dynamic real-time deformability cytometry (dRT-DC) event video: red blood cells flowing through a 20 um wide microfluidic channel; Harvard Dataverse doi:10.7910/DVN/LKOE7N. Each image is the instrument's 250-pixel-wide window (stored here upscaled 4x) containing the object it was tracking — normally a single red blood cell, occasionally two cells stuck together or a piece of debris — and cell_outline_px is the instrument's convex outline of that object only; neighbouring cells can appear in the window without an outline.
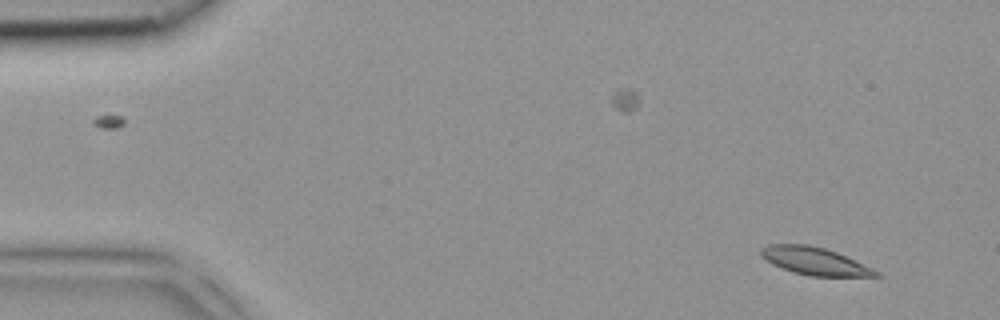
{"species": "common noctule bat (a hibernating species)", "species_latin": "Nyctalus noctula", "temperature_condition": "room temperature", "stored_images_in_passage": 3, "camera_frame_rate_fps": 3000, "um_per_image_px": 0.085, "animal": {"sex": "female", "body_mass_g": 18.4}, "frame": {"image": 1, "passage_image": 1, "time_ms": 0.0, "image_size_px": [1000, 320], "cell_outline_px": [[880, 276], [808, 276], [792, 272], [772, 264], [760, 256], [760, 248], [768, 244], [808, 244], [824, 248], [836, 252], [872, 268], [880, 272]], "centroid_in_image_um": [69.19, 22.19], "position_along_channel_um": 15.8, "area_um2": 18.44}}
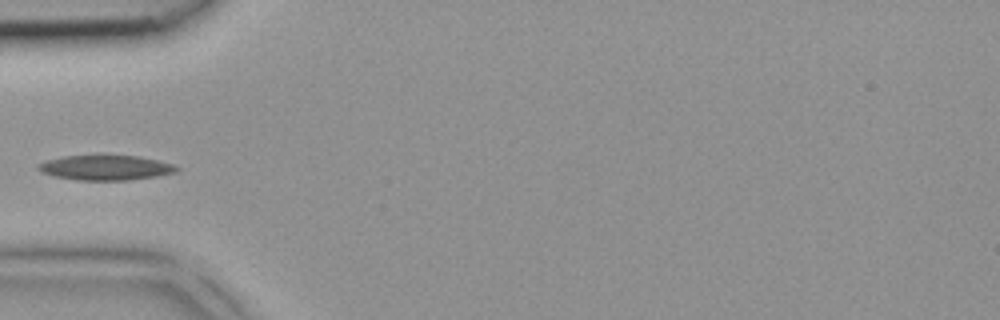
{"frame": {"image": 2, "passage_image": 3, "time_ms": 0.667, "image_size_px": [1000, 320], "cell_outline_px": [[180, 168], [176, 172], [156, 176], [128, 180], [76, 180], [52, 176], [40, 172], [36, 168], [40, 164], [48, 160], [64, 156], [136, 156], [156, 160], [172, 164]], "centroid_in_image_um": [8.95, 14.26], "position_along_channel_um": 76.0, "area_um2": 19.83}}